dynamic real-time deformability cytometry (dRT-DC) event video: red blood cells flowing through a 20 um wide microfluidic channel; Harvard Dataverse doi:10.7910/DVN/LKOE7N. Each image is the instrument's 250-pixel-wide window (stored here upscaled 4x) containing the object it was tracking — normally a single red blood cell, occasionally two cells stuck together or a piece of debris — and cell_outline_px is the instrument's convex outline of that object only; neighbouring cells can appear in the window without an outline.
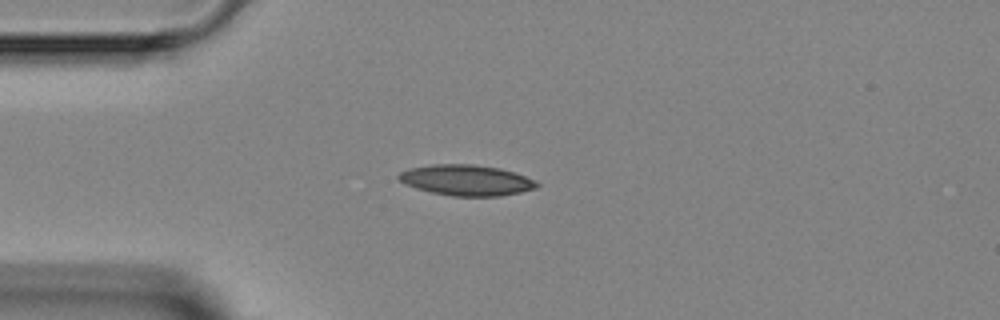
{"species": "Egyptian fruit bat (a non-hibernating species)", "species_latin": "Rousettus aegyptiacus", "temperature_condition": "room temperature", "stored_images_in_passage": 5, "camera_frame_rate_fps": 3000, "um_per_image_px": 0.085, "animal": {"sex": "female"}, "frame": {"image": 1, "passage_image": 5, "time_ms": 4.667, "image_size_px": [1000, 320], "cell_outline_px": [[540, 184], [536, 188], [520, 192], [500, 196], [452, 196], [432, 192], [416, 188], [404, 184], [396, 176], [400, 172], [408, 168], [432, 164], [472, 164], [500, 168], [536, 180]], "centroid_in_image_um": [39.62, 15.31], "position_along_channel_um": 45.4, "area_um2": 24.74}}